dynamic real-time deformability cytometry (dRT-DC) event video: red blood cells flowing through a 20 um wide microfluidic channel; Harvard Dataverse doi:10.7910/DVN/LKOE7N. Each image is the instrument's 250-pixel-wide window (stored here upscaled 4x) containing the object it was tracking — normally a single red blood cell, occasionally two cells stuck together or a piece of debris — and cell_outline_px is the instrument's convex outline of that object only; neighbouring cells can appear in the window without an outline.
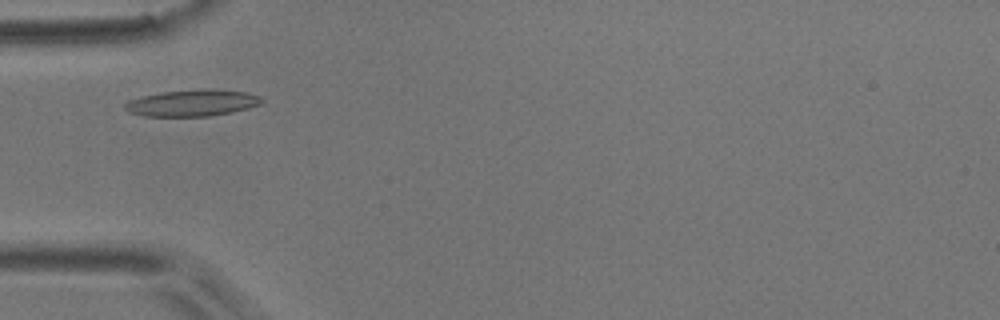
{"species": "common noctule bat (a hibernating species)", "species_latin": "Nyctalus noctula", "temperature_condition": "room temperature", "stored_images_in_passage": 4, "camera_frame_rate_fps": 3000, "um_per_image_px": 0.085, "animal": {"sex": "male", "body_mass_g": 17.9}, "frame": {"image": 1, "passage_image": 2, "time_ms": 1.333, "image_size_px": [1000, 320], "cell_outline_px": [[264, 100], [260, 104], [248, 108], [232, 112], [208, 116], [144, 116], [128, 112], [124, 108], [124, 104], [128, 100], [160, 92], [208, 88], [216, 88], [244, 92], [260, 96]], "centroid_in_image_um": [16.34, 8.74], "position_along_channel_um": 68.7, "area_um2": 21.27}}
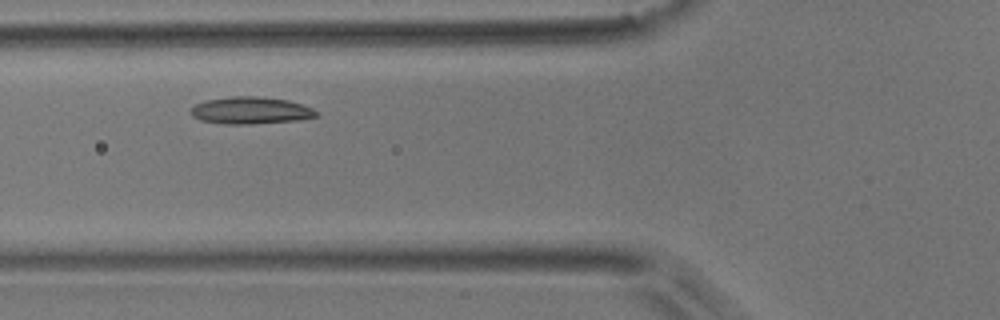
{"frame": {"image": 2, "passage_image": 3, "time_ms": 2.333, "image_size_px": [1000, 320], "cell_outline_px": [[320, 116], [296, 120], [248, 124], [224, 124], [200, 120], [192, 116], [192, 108], [196, 104], [204, 100], [232, 96], [260, 96], [288, 100], [312, 108]], "centroid_in_image_um": [21.29, 9.38], "position_along_channel_um": 104.5, "area_um2": 19.71}}
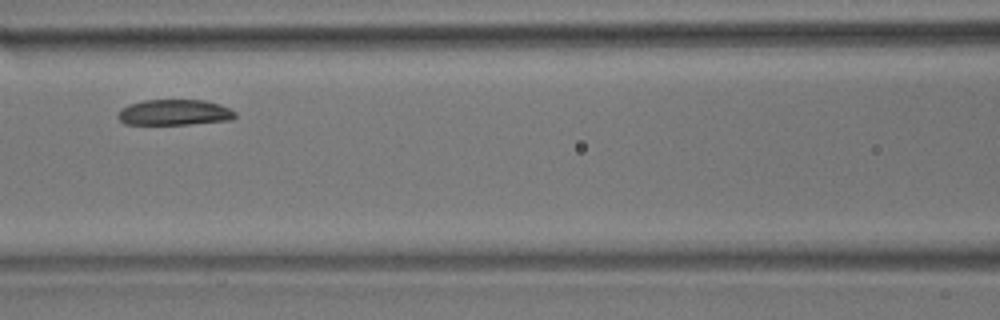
{"frame": {"image": 3, "passage_image": 4, "time_ms": 3.667, "image_size_px": [1000, 320], "cell_outline_px": [[236, 116], [232, 120], [188, 124], [124, 124], [116, 116], [120, 108], [128, 104], [144, 100], [204, 100], [220, 104], [236, 112]], "centroid_in_image_um": [14.8, 9.55], "position_along_channel_um": 151.8, "area_um2": 17.69}}